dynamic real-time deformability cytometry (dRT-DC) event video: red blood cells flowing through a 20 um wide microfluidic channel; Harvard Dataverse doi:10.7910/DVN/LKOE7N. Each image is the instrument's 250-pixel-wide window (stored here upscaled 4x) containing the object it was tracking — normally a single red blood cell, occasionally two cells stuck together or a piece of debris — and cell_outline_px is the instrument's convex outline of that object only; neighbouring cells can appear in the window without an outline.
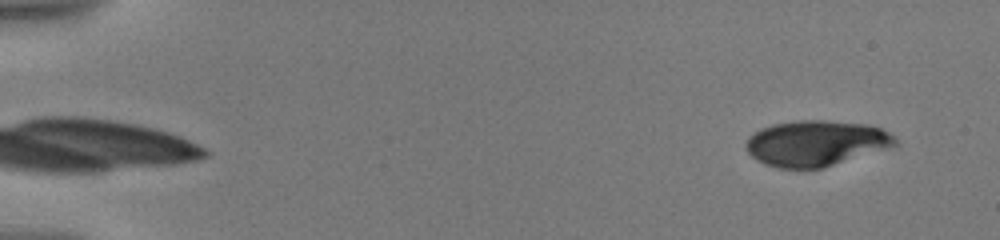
{"species": "human", "species_latin": "Homo sapiens", "temperature_condition": "warm", "stored_images_in_passage": 27, "camera_frame_rate_fps": 3000, "um_per_image_px": 0.085, "donor": {"sex": "male"}, "frame": {"image": 1, "passage_image": 3, "time_ms": 1.0, "image_size_px": [1000, 240], "cell_outline_px": [[900, 144], [820, 168], [780, 168], [764, 164], [756, 160], [748, 152], [744, 144], [748, 136], [760, 128], [772, 124], [796, 120], [824, 120], [868, 124], [880, 128], [888, 132]], "centroid_in_image_um": [69.3, 12.16], "position_along_channel_um": 15.7, "area_um2": 39.54}}
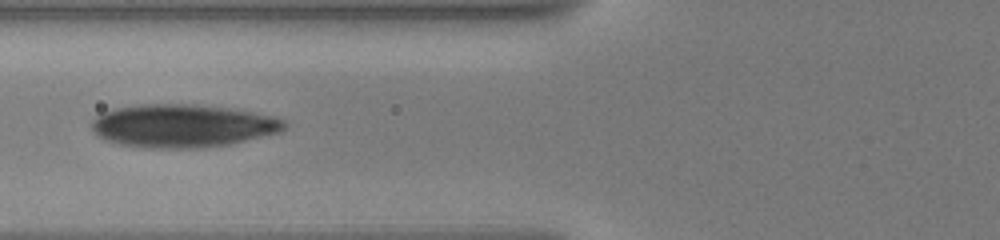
{"frame": {"image": 2, "passage_image": 13, "time_ms": 7.667, "image_size_px": [1000, 240], "cell_outline_px": [[288, 128], [280, 132], [228, 144], [204, 148], [144, 148], [120, 144], [96, 136], [92, 128], [92, 120], [100, 112], [112, 108], [136, 104], [196, 104], [228, 108], [252, 112], [272, 116], [284, 120], [288, 124]], "centroid_in_image_um": [15.49, 10.69], "position_along_channel_um": 110.3, "area_um2": 48.73}}
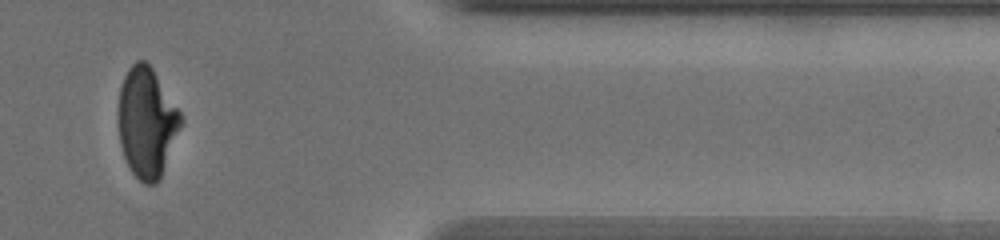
{"frame": {"image": 3, "passage_image": 24, "time_ms": 16.333, "image_size_px": [1000, 240], "cell_outline_px": [[180, 124], [160, 180], [156, 184], [144, 184], [132, 172], [124, 156], [120, 144], [116, 120], [116, 108], [120, 88], [124, 76], [128, 68], [136, 60], [144, 60], [152, 68], [180, 112]], "centroid_in_image_um": [12.4, 10.39], "position_along_channel_um": 399.0, "area_um2": 39.88}, "authors_computed_cell_mechanics": {"area_um2": 43.9858, "velocity_mm_per_s": 3.5726, "shape_relaxation_time_tau1_ms": 5.3303, "shape_relaxation_time_tau2_ms": 1.5789, "deformation_change_tau1": 0.1931, "deformation_change_tau2": 0.0557}}